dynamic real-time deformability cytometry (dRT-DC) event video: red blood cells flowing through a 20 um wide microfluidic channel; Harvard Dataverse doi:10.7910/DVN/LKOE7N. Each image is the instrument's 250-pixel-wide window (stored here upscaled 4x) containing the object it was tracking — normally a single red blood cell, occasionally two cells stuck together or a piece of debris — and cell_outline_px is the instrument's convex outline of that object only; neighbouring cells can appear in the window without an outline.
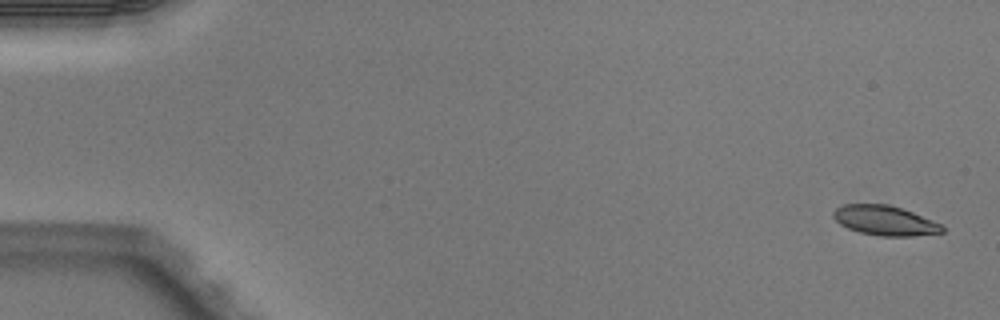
{"species": "Egyptian fruit bat (a non-hibernating species)", "species_latin": "Rousettus aegyptiacus", "temperature_condition": "warm", "stored_images_in_passage": 5, "camera_frame_rate_fps": 3000, "um_per_image_px": 0.085, "animal": {"sex": "male"}, "frame": {"image": 1, "passage_image": 1, "time_ms": 0.0, "image_size_px": [1000, 320], "cell_outline_px": [[944, 232], [912, 236], [880, 236], [860, 232], [848, 228], [840, 224], [832, 216], [832, 212], [836, 208], [844, 204], [888, 204], [912, 212], [940, 224], [944, 228]], "centroid_in_image_um": [75.18, 18.74], "position_along_channel_um": 9.8, "area_um2": 18.67}}
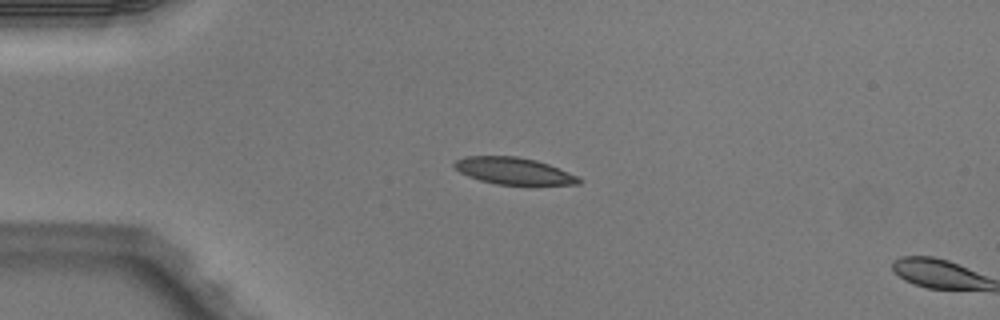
{"frame": {"image": 2, "passage_image": 4, "time_ms": 1.0, "image_size_px": [1000, 320], "cell_outline_px": [[580, 184], [496, 184], [480, 180], [468, 176], [460, 172], [452, 164], [456, 160], [464, 156], [516, 156], [536, 160], [548, 164], [580, 176]], "centroid_in_image_um": [43.65, 14.52], "position_along_channel_um": 41.4, "area_um2": 19.31}}